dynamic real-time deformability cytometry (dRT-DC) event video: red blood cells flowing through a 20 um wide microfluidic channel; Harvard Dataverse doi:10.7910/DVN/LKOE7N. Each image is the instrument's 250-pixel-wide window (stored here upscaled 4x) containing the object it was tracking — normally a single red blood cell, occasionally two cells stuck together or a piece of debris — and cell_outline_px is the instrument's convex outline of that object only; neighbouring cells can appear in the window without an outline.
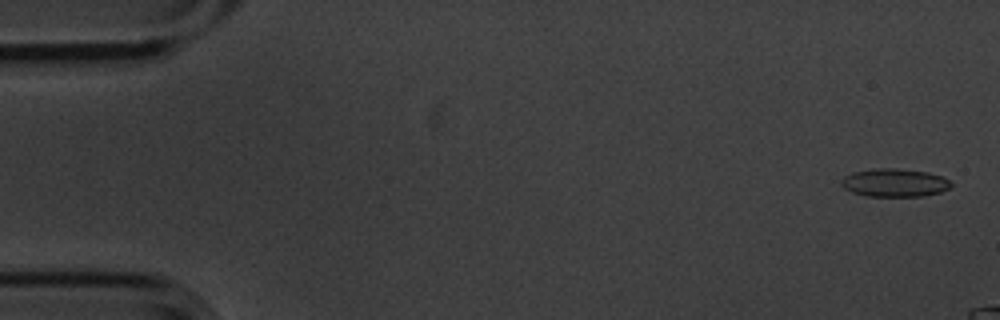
{"species": "common noctule bat (a hibernating species)", "species_latin": "Nyctalus noctula", "temperature_condition": "cold", "stored_images_in_passage": 4, "camera_frame_rate_fps": 3000, "um_per_image_px": 0.085, "animal": {"sex": "male", "body_mass_g": 20.1, "forearm_length_mm": 53.5}, "frame": {"image": 1, "passage_image": 1, "time_ms": 0.0, "image_size_px": [1000, 320], "cell_outline_px": [[952, 184], [948, 188], [940, 192], [924, 196], [868, 196], [852, 192], [844, 188], [840, 184], [840, 180], [844, 176], [852, 172], [872, 168], [896, 168], [928, 172], [940, 176], [948, 180]], "centroid_in_image_um": [75.99, 15.52], "position_along_channel_um": 9.0, "area_um2": 18.03}}